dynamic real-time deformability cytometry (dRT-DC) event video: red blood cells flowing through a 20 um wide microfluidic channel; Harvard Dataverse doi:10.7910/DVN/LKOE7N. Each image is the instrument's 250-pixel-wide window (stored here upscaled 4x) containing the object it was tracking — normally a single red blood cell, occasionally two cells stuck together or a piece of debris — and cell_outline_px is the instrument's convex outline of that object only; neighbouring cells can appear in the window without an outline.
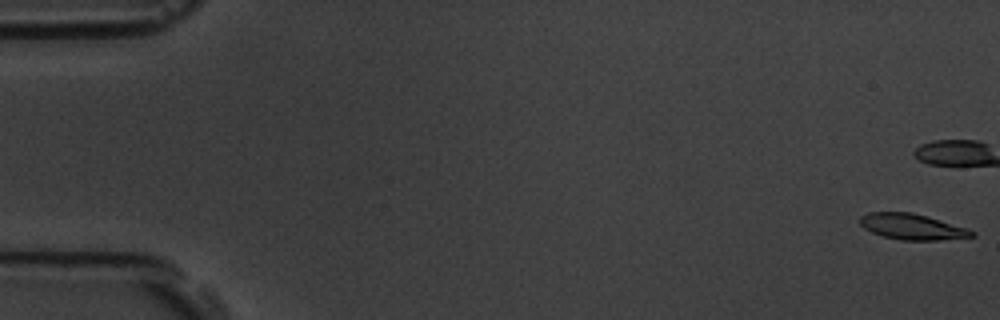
{"species": "common noctule bat (a hibernating species)", "species_latin": "Nyctalus noctula", "temperature_condition": "room temperature", "stored_images_in_passage": 12, "camera_frame_rate_fps": 3000, "um_per_image_px": 0.085, "animal": {"sex": "male", "body_mass_g": 19.5, "forearm_length_mm": 54.6}, "frame": {"image": 1, "passage_image": 1, "time_ms": 0.0, "image_size_px": [1000, 320], "cell_outline_px": [[976, 236], [940, 240], [900, 240], [880, 236], [864, 228], [860, 224], [860, 216], [868, 212], [912, 212], [964, 228], [976, 232]], "centroid_in_image_um": [77.47, 19.28], "position_along_channel_um": 7.5, "area_um2": 16.65}}
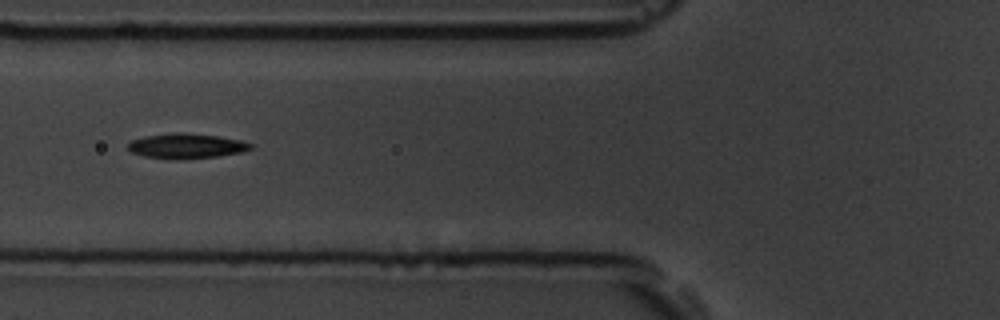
{"frame": {"image": 2, "passage_image": 7, "time_ms": 2.0, "image_size_px": [1000, 320], "cell_outline_px": [[252, 148], [244, 152], [216, 156], [176, 160], [144, 156], [132, 152], [128, 148], [128, 144], [132, 140], [144, 136], [176, 132], [184, 132], [216, 136], [240, 140], [252, 144]], "centroid_in_image_um": [15.83, 12.41], "position_along_channel_um": 110.0, "area_um2": 17.8}}
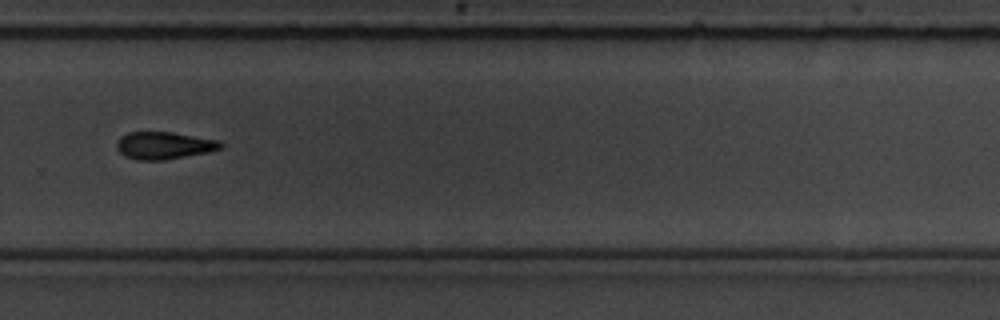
{"frame": {"image": 3, "passage_image": 12, "time_ms": 3.667, "image_size_px": [1000, 320], "cell_outline_px": [[224, 148], [208, 152], [164, 160], [136, 160], [124, 156], [116, 148], [116, 144], [120, 136], [128, 132], [172, 132], [216, 140], [224, 144]], "centroid_in_image_um": [13.92, 12.37], "position_along_channel_um": 315.9, "area_um2": 16.59}}